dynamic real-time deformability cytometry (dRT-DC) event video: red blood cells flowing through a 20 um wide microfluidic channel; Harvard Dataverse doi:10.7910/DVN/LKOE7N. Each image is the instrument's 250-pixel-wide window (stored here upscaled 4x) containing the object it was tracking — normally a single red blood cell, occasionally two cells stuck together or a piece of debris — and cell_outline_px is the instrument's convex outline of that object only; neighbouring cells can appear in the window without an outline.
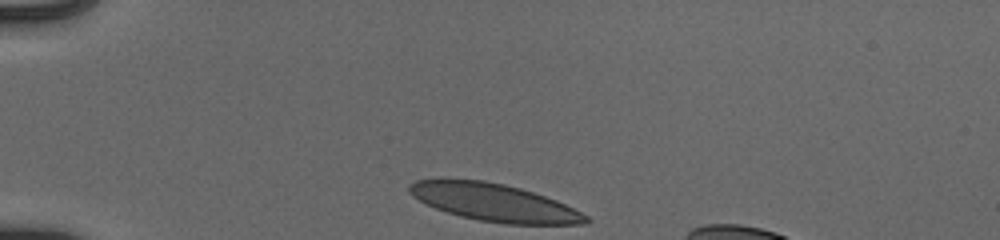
{"species": "human", "species_latin": "Homo sapiens", "temperature_condition": "cold", "stored_images_in_passage": 33, "camera_frame_rate_fps": 3000, "um_per_image_px": 0.085, "donor": {"sex": "male"}, "frame": {"image": 1, "passage_image": 1, "time_ms": 0.0, "image_size_px": [1000, 240], "cell_outline_px": [[592, 220], [588, 224], [504, 224], [480, 220], [460, 216], [436, 208], [412, 196], [408, 192], [408, 184], [416, 180], [484, 180], [504, 184], [520, 188], [556, 200], [588, 216]], "centroid_in_image_um": [42.03, 17.22], "position_along_channel_um": 43.0, "area_um2": 38.15}}
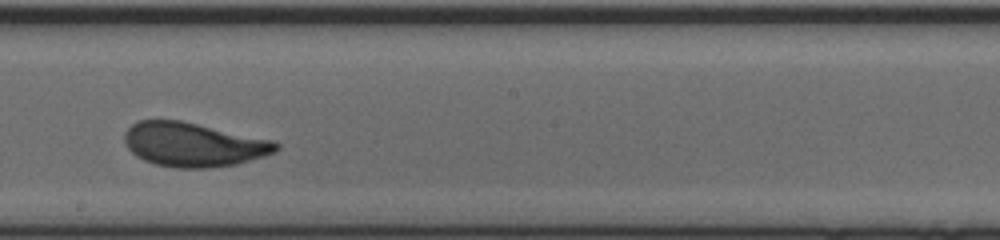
{"frame": {"image": 2, "passage_image": 19, "time_ms": 6.0, "image_size_px": [1000, 240], "cell_outline_px": [[280, 148], [276, 152], [264, 156], [236, 164], [208, 168], [176, 168], [156, 164], [144, 160], [136, 156], [128, 148], [124, 140], [124, 132], [136, 120], [180, 120], [272, 140], [280, 144]], "centroid_in_image_um": [16.43, 12.29], "position_along_channel_um": 231.8, "area_um2": 38.9}}
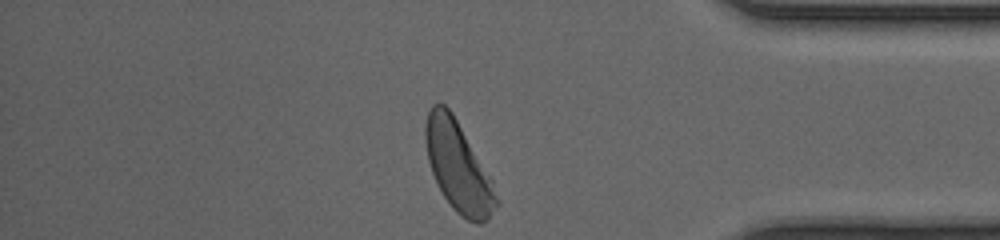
{"frame": {"image": 3, "passage_image": 33, "time_ms": 10.667, "image_size_px": [1000, 240], "cell_outline_px": [[500, 204], [488, 220], [480, 224], [476, 224], [460, 216], [452, 208], [444, 196], [432, 172], [428, 160], [424, 136], [424, 128], [428, 112], [432, 104], [444, 104], [452, 112], [492, 180], [500, 200]], "centroid_in_image_um": [38.97, 14.22], "position_along_channel_um": 396.2, "area_um2": 37.05}, "authors_computed_cell_mechanics": {"area_um2": 38.7838, "velocity_mm_per_s": 3.9144, "shape_relaxation_time_tau1_ms": 2.5405, "shape_relaxation_time_tau2_ms": null, "deformation_change_tau1": 0.1334, "deformation_change_tau2": null}}